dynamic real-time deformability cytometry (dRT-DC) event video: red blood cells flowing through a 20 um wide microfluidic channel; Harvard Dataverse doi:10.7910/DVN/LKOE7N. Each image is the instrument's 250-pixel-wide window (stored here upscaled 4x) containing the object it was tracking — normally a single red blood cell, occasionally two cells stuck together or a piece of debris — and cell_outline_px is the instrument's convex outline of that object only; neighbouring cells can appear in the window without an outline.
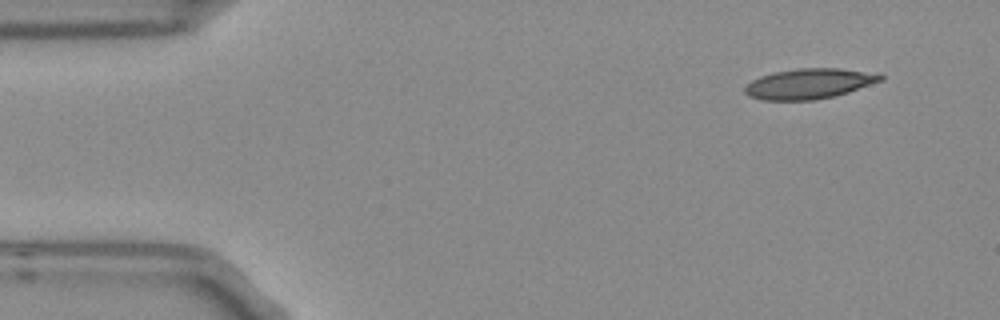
{"species": "Egyptian fruit bat (a non-hibernating species)", "species_latin": "Rousettus aegyptiacus", "temperature_condition": "room temperature", "stored_images_in_passage": 4, "camera_frame_rate_fps": 3000, "um_per_image_px": 0.085, "frame": {"image": 1, "passage_image": 1, "time_ms": 0.0, "image_size_px": [1000, 320], "cell_outline_px": [[884, 80], [836, 96], [816, 100], [760, 100], [748, 96], [744, 92], [744, 88], [752, 80], [760, 76], [772, 72], [800, 68], [840, 68], [880, 72], [884, 76]], "centroid_in_image_um": [68.83, 7.11], "position_along_channel_um": 16.2, "area_um2": 24.39}}
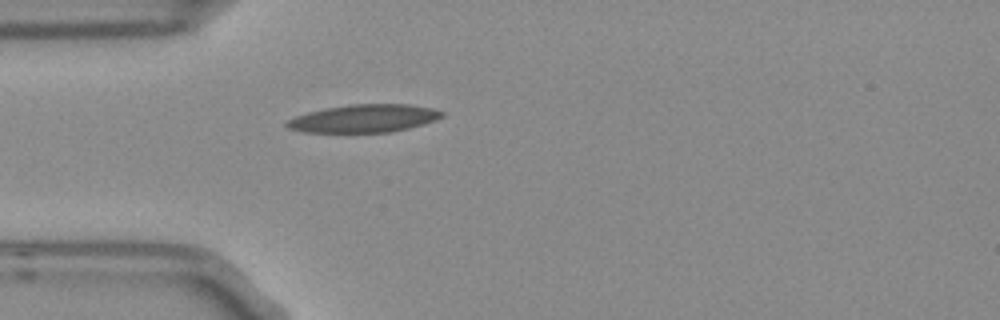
{"frame": {"image": 2, "passage_image": 4, "time_ms": 1.0, "image_size_px": [1000, 320], "cell_outline_px": [[444, 116], [436, 120], [424, 124], [392, 132], [304, 132], [288, 128], [284, 124], [288, 120], [296, 116], [308, 112], [324, 108], [348, 104], [408, 104], [432, 108], [444, 112]], "centroid_in_image_um": [30.95, 10.06], "position_along_channel_um": 54.0, "area_um2": 25.26}}